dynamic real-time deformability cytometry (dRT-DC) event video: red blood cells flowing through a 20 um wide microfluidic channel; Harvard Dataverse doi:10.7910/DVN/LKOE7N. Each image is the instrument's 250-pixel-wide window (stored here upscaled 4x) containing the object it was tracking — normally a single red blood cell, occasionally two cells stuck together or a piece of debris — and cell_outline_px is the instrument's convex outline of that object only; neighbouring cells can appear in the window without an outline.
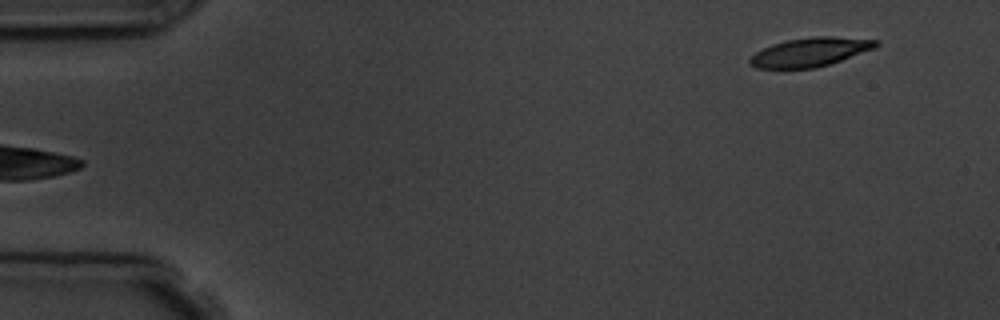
{"species": "common noctule bat (a hibernating species)", "species_latin": "Nyctalus noctula", "temperature_condition": "room temperature", "stored_images_in_passage": 4, "camera_frame_rate_fps": 3000, "um_per_image_px": 0.085, "animal": {"sex": "male", "body_mass_g": 19.5, "forearm_length_mm": 54.6}, "frame": {"image": 1, "passage_image": 4, "time_ms": 4.333, "image_size_px": [1000, 320], "cell_outline_px": [[880, 44], [876, 48], [816, 68], [756, 68], [748, 64], [748, 60], [756, 52], [772, 44], [784, 40], [812, 36], [832, 36], [880, 40]], "centroid_in_image_um": [68.87, 4.41], "position_along_channel_um": 16.1, "area_um2": 21.27}}